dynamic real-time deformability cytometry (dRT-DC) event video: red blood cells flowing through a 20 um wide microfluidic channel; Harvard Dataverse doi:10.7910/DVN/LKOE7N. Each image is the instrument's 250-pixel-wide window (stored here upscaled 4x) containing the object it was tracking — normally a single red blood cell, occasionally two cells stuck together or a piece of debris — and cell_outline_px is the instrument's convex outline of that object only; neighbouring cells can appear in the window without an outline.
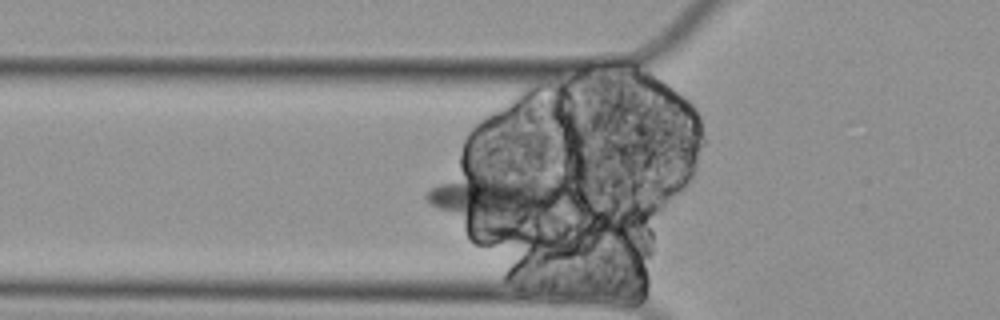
{"species": "Egyptian fruit bat (a non-hibernating species)", "species_latin": "Rousettus aegyptiacus", "temperature_condition": "cold", "stored_images_in_passage": 55, "segment_of_instrument_passage": [1, 2], "camera_frame_rate_fps": 3000, "um_per_image_px": 0.085, "animal": {"sex": "female"}, "frame": {"image": 1, "passage_image": 19, "time_ms": 6.0, "image_size_px": [1000, 320], "cell_outline_px": [[572, 196], [520, 228], [500, 232], [492, 232], [436, 208], [428, 204], [424, 200], [424, 196], [432, 188], [440, 184], [472, 172], [484, 168], [548, 184]], "centroid_in_image_um": [42.08, 16.95], "position_along_channel_um": 83.7, "area_um2": 40.98}}